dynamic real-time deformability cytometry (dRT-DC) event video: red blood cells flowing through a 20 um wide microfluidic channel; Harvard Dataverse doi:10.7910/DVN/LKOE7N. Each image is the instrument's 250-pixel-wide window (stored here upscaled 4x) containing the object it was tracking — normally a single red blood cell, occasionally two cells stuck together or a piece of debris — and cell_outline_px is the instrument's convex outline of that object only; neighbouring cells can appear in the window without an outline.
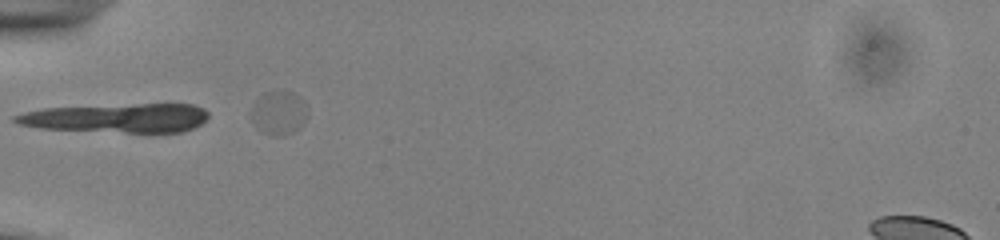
{"species": "common noctule bat (a hibernating species)", "species_latin": "Nyctalus noctula", "temperature_condition": "cold", "stored_images_in_passage": 4, "camera_frame_rate_fps": 3000, "um_per_image_px": 0.085, "animal": {"sex": "male", "body_mass_g": 13.0, "forearm_length_mm": 53.1}, "frame": {"image": 1, "passage_image": 1, "time_ms": 0.0, "image_size_px": [1000, 240], "cell_outline_px": [[208, 116], [196, 128], [184, 132], [128, 132], [40, 128], [20, 124], [12, 120], [12, 116], [44, 108], [140, 104], [192, 104], [204, 108], [208, 112]], "centroid_in_image_um": [10.02, 10.03], "position_along_channel_um": 75.0, "area_um2": 32.31}}